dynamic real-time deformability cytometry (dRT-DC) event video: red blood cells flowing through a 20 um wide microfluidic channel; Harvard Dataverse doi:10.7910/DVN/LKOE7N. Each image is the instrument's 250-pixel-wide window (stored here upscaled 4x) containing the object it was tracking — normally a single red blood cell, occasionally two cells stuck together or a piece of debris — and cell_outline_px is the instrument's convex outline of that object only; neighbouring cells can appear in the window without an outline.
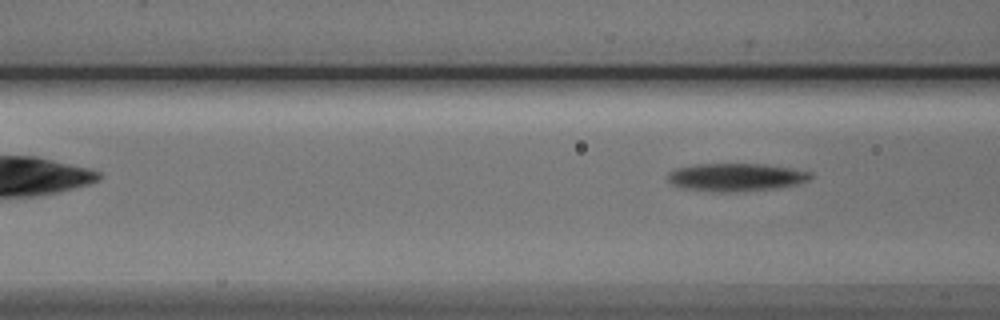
{"species": "Egyptian fruit bat (a non-hibernating species)", "species_latin": "Rousettus aegyptiacus", "temperature_condition": "cold", "stored_images_in_passage": 3, "camera_frame_rate_fps": 3000, "um_per_image_px": 0.085, "animal": {"sex": "male"}, "frame": {"image": 1, "passage_image": 3, "time_ms": 2.333, "image_size_px": [1000, 320], "cell_outline_px": [[812, 176], [808, 180], [792, 184], [772, 188], [724, 192], [684, 188], [672, 184], [668, 180], [668, 172], [676, 168], [696, 164], [764, 164], [792, 168], [812, 172]], "centroid_in_image_um": [62.52, 15.04], "position_along_channel_um": 104.1, "area_um2": 22.72}}